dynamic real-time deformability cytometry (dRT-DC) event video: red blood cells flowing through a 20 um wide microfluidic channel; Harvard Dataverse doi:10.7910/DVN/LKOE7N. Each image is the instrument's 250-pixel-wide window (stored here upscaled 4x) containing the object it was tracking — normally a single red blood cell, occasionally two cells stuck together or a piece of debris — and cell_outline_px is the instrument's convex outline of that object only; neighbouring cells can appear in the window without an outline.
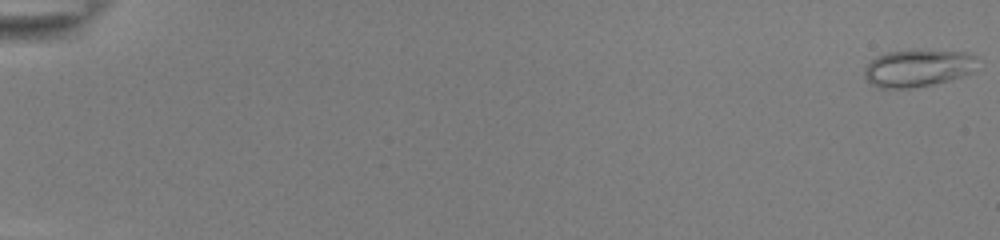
{"species": "common noctule bat (a hibernating species)", "species_latin": "Nyctalus noctula", "temperature_condition": "room temperature", "stored_images_in_passage": 54, "camera_frame_rate_fps": 3000, "um_per_image_px": 0.085, "animal": {"sex": "female", "body_mass_g": 22.0, "forearm_length_mm": 56.7}, "frame": {"image": 1, "passage_image": 1, "time_ms": 0.0, "image_size_px": [1000, 240], "cell_outline_px": [[976, 72], [964, 76], [932, 84], [912, 88], [880, 88], [872, 84], [864, 76], [864, 68], [876, 56], [888, 52], [916, 48], [968, 52], [976, 56]], "centroid_in_image_um": [78.07, 5.75], "position_along_channel_um": 6.9, "area_um2": 25.2}}
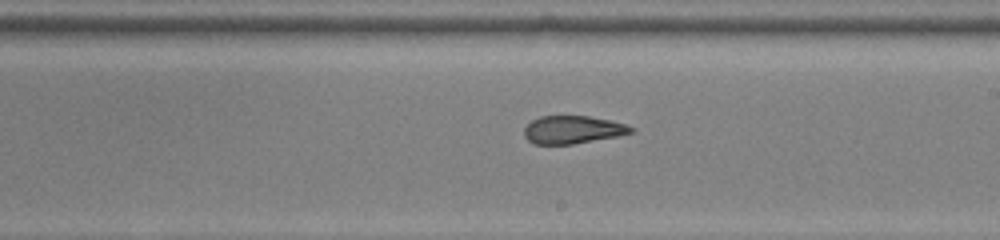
{"frame": {"image": 2, "passage_image": 34, "time_ms": 11.0, "image_size_px": [1000, 240], "cell_outline_px": [[636, 128], [632, 132], [616, 136], [572, 144], [532, 144], [524, 136], [524, 128], [532, 120], [540, 116], [588, 116], [612, 120]], "centroid_in_image_um": [48.66, 11.02], "position_along_channel_um": 240.3, "area_um2": 17.28}}
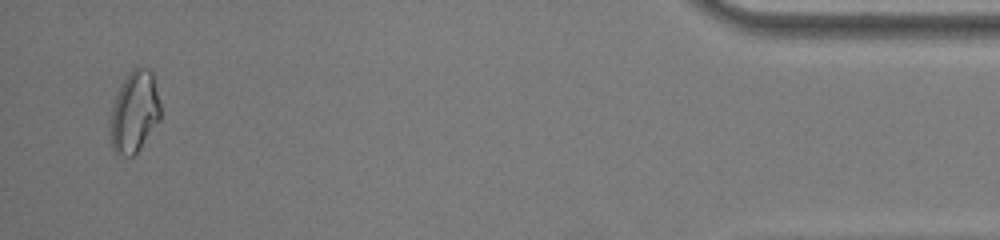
{"frame": {"image": 3, "passage_image": 53, "time_ms": 17.333, "image_size_px": [1000, 240], "cell_outline_px": [[160, 120], [140, 148], [132, 156], [124, 156], [116, 152], [112, 148], [112, 108], [120, 84], [128, 72], [136, 64], [148, 68], [152, 72], [160, 104]], "centroid_in_image_um": [11.45, 9.44], "position_along_channel_um": 423.7, "area_um2": 23.58}, "authors_computed_cell_mechanics": {"area_um2": 20.2011, "velocity_mm_per_s": 3.8931, "shape_relaxation_time_tau1_ms": null, "shape_relaxation_time_tau2_ms": 1.3761, "deformation_change_tau1": null, "deformation_change_tau2": 0.0814}}